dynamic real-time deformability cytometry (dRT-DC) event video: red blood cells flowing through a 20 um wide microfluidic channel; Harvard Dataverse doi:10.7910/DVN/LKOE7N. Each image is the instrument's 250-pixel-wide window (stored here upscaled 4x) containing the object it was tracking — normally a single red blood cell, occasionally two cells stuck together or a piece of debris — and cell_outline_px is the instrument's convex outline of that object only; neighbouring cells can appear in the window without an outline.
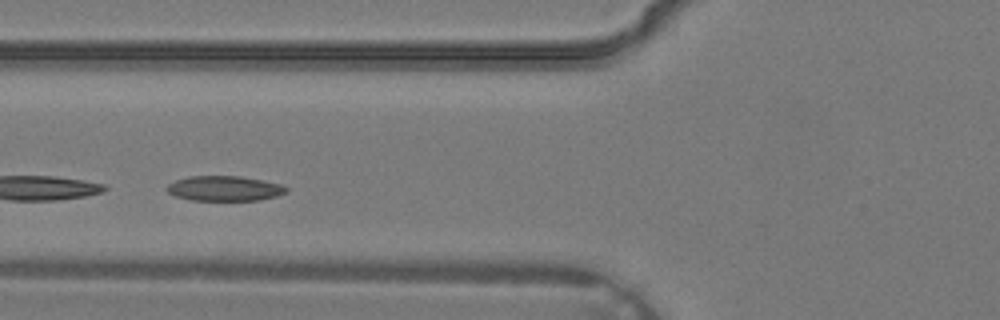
{"species": "common noctule bat (a hibernating species)", "species_latin": "Nyctalus noctula", "temperature_condition": "warm", "stored_images_in_passage": 3, "camera_frame_rate_fps": 3000, "um_per_image_px": 0.085, "animal": {"sex": "male", "body_mass_g": 19.2, "forearm_length_mm": 51.8}, "frame": {"image": 1, "passage_image": 3, "time_ms": 0.667, "image_size_px": [1000, 320], "cell_outline_px": [[288, 192], [276, 196], [260, 200], [192, 200], [176, 196], [168, 192], [164, 188], [168, 184], [176, 180], [188, 176], [240, 176], [280, 184], [288, 188]], "centroid_in_image_um": [19.06, 16.01], "position_along_channel_um": 106.7, "area_um2": 17.34}}